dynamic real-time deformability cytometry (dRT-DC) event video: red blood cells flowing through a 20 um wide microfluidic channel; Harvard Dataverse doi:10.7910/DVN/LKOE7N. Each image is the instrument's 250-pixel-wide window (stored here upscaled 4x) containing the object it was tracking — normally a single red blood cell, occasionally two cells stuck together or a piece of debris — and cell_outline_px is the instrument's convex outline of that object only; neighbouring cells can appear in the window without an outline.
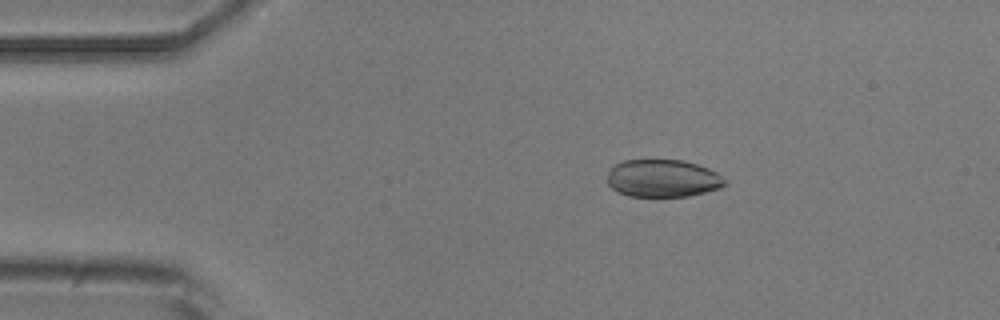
{"species": "common noctule bat (a hibernating species)", "species_latin": "Nyctalus noctula", "temperature_condition": "room temperature", "stored_images_in_passage": 5, "camera_frame_rate_fps": 3000, "um_per_image_px": 0.085, "animal": {"sex": "male", "body_mass_g": 20.5, "forearm_length_mm": 52.5}, "frame": {"image": 1, "passage_image": 3, "time_ms": 2.667, "image_size_px": [1000, 320], "cell_outline_px": [[728, 184], [720, 188], [688, 196], [628, 196], [616, 192], [608, 184], [608, 172], [616, 164], [624, 160], [684, 160], [708, 168], [716, 172]], "centroid_in_image_um": [56.32, 15.16], "position_along_channel_um": 28.7, "area_um2": 25.66}}